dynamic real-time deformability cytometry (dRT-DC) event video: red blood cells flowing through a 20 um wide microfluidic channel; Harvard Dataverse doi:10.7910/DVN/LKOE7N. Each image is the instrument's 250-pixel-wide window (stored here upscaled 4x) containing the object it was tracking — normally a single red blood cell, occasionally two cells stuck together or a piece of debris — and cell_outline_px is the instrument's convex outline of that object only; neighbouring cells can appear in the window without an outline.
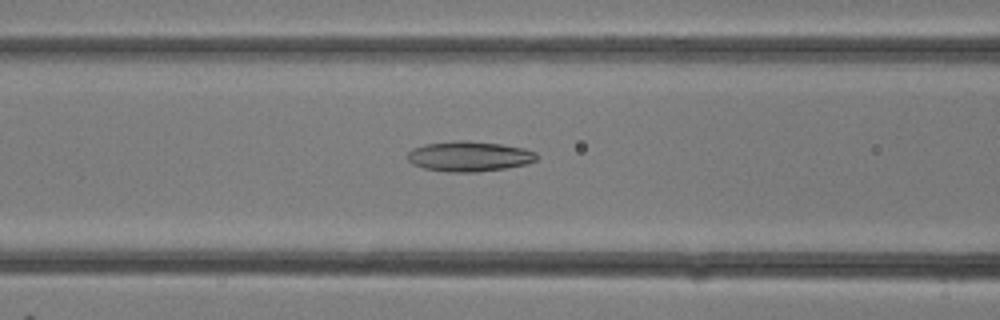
{"species": "common noctule bat (a hibernating species)", "species_latin": "Nyctalus noctula", "temperature_condition": "room temperature", "stored_images_in_passage": 30, "camera_frame_rate_fps": 3000, "um_per_image_px": 0.085, "animal": {"sex": "female"}, "frame": {"image": 1, "passage_image": 12, "time_ms": 3.667, "image_size_px": [1000, 320], "cell_outline_px": [[536, 160], [528, 164], [504, 168], [476, 172], [448, 172], [424, 168], [412, 164], [404, 156], [412, 148], [424, 144], [456, 140], [468, 140], [500, 144], [524, 148], [536, 152]], "centroid_in_image_um": [39.84, 13.28], "position_along_channel_um": 126.8, "area_um2": 22.89}}
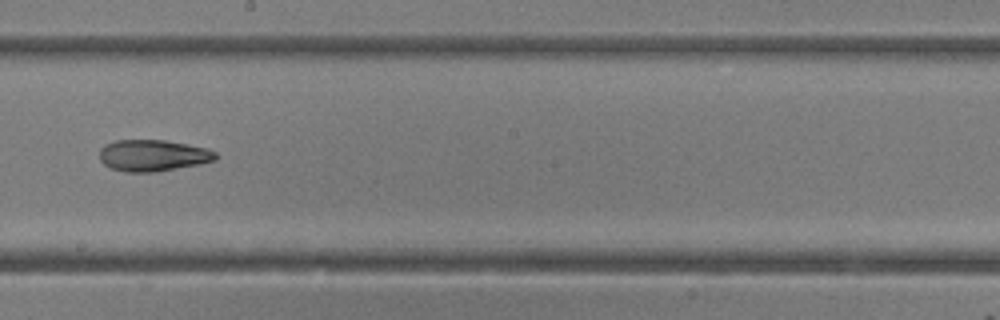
{"frame": {"image": 2, "passage_image": 17, "time_ms": 5.333, "image_size_px": [1000, 320], "cell_outline_px": [[216, 160], [200, 164], [152, 172], [128, 172], [112, 168], [104, 164], [100, 160], [100, 148], [104, 144], [116, 140], [164, 140], [188, 144], [208, 148], [216, 152]], "centroid_in_image_um": [13.0, 13.2], "position_along_channel_um": 235.2, "area_um2": 21.27}}
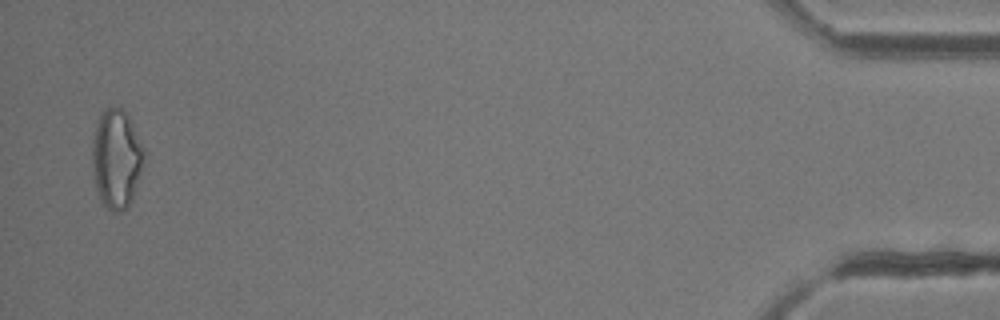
{"frame": {"image": 3, "passage_image": 30, "time_ms": 9.667, "image_size_px": [1000, 320], "cell_outline_px": [[144, 156], [140, 172], [132, 200], [120, 212], [112, 212], [104, 208], [100, 200], [92, 176], [92, 140], [96, 124], [104, 108], [120, 108], [128, 116], [132, 124], [144, 152]], "centroid_in_image_um": [9.84, 13.54], "position_along_channel_um": 425.4, "area_um2": 29.59}}